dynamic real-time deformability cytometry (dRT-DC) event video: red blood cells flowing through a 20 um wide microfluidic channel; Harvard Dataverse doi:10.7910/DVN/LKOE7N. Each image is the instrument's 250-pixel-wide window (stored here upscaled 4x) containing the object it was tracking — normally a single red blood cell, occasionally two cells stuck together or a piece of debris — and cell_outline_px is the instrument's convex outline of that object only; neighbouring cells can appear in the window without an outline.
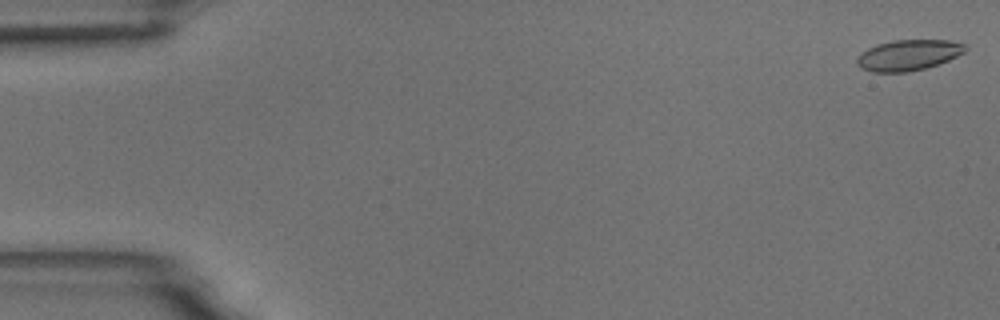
{"species": "common noctule bat (a hibernating species)", "species_latin": "Nyctalus noctula", "temperature_condition": "room temperature", "stored_images_in_passage": 54, "camera_frame_rate_fps": 3000, "um_per_image_px": 0.085, "animal": {"sex": "male", "body_mass_g": 18.8}, "frame": {"image": 1, "passage_image": 1, "time_ms": 0.0, "image_size_px": [1000, 320], "cell_outline_px": [[968, 48], [964, 52], [948, 60], [924, 68], [908, 72], [872, 72], [860, 68], [856, 64], [856, 56], [860, 52], [876, 44], [892, 40], [948, 40], [968, 44]], "centroid_in_image_um": [77.17, 4.67], "position_along_channel_um": 7.8, "area_um2": 19.59}}
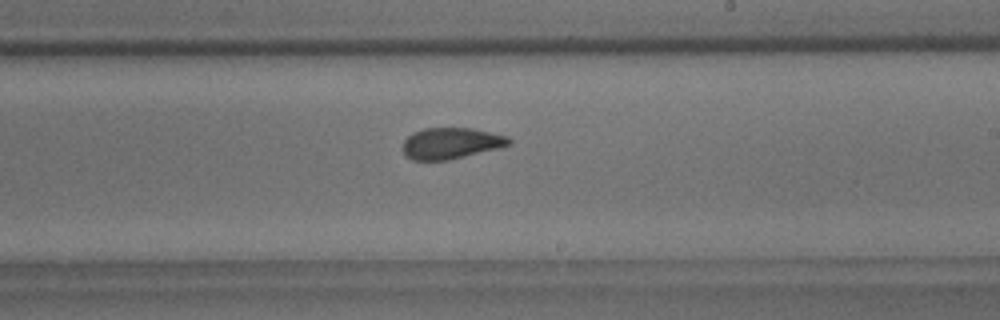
{"frame": {"image": 2, "passage_image": 32, "time_ms": 10.333, "image_size_px": [1000, 320], "cell_outline_px": [[512, 144], [500, 148], [448, 160], [412, 160], [404, 152], [404, 140], [408, 136], [424, 128], [472, 128], [508, 136], [512, 140]], "centroid_in_image_um": [38.39, 12.18], "position_along_channel_um": 250.6, "area_um2": 19.19}}
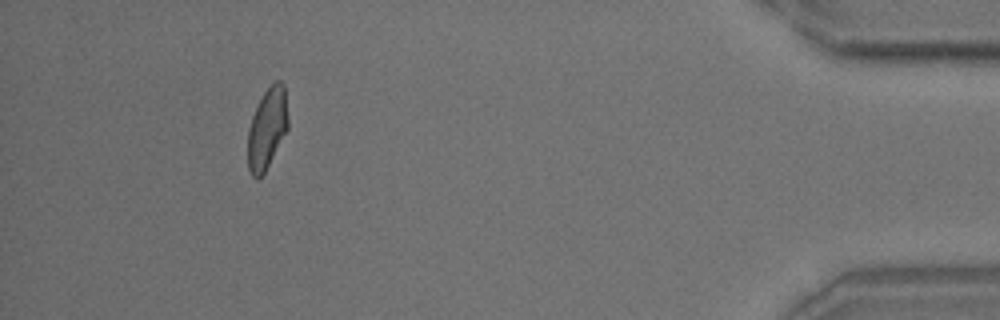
{"frame": {"image": 3, "passage_image": 50, "time_ms": 16.333, "image_size_px": [1000, 320], "cell_outline_px": [[288, 128], [264, 172], [256, 180], [252, 176], [248, 168], [248, 128], [252, 116], [264, 92], [276, 80], [280, 80], [284, 84], [288, 116]], "centroid_in_image_um": [22.7, 10.91], "position_along_channel_um": 412.5, "area_um2": 18.73}, "authors_computed_cell_mechanics": {"area_um2": 19.8543, "velocity_mm_per_s": 3.7196, "shape_relaxation_time_tau1_ms": 9.8243, "shape_relaxation_time_tau2_ms": 1.2474, "deformation_change_tau1": 0.1849, "deformation_change_tau2": 0.0763}}